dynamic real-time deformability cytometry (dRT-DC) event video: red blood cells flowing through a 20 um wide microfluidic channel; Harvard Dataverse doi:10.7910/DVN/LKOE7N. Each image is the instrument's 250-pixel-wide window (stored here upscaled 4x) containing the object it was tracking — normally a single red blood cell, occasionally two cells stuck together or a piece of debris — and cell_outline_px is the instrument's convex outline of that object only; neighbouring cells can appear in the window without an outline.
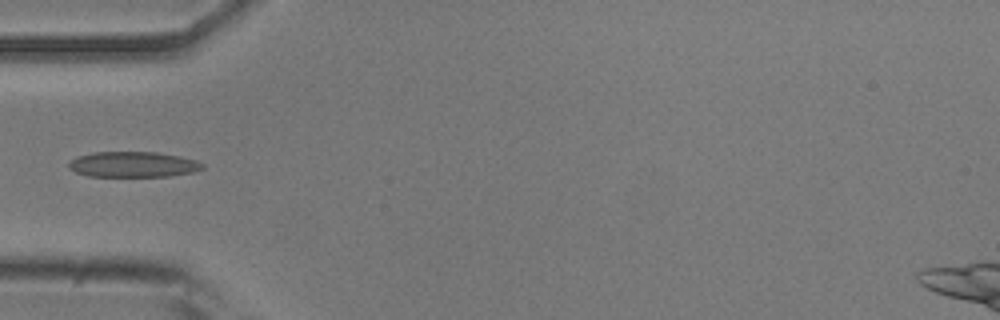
{"species": "common noctule bat (a hibernating species)", "species_latin": "Nyctalus noctula", "temperature_condition": "room temperature", "stored_images_in_passage": 22, "camera_frame_rate_fps": 3000, "um_per_image_px": 0.085, "animal": {"sex": "male", "body_mass_g": 20.5, "forearm_length_mm": 52.5}, "frame": {"image": 1, "passage_image": 1, "time_ms": 0.0, "image_size_px": [1000, 320], "cell_outline_px": [[204, 168], [192, 172], [168, 176], [88, 176], [76, 172], [68, 168], [68, 164], [76, 156], [92, 152], [156, 152], [180, 156], [196, 160], [204, 164]], "centroid_in_image_um": [11.3, 13.97], "position_along_channel_um": 73.7, "area_um2": 19.88}}
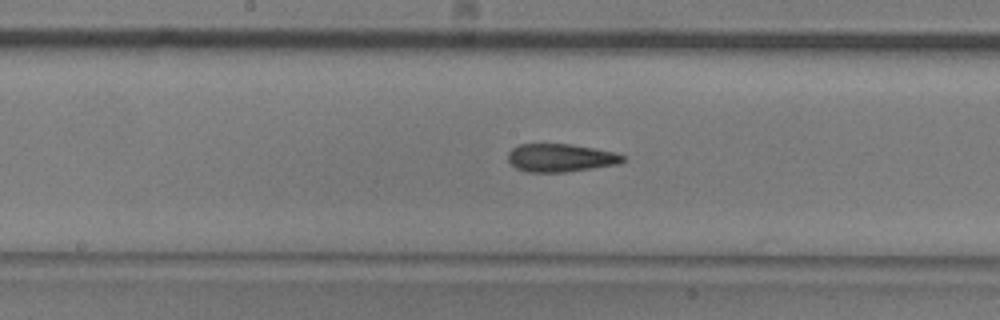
{"frame": {"image": 2, "passage_image": 11, "time_ms": 3.333, "image_size_px": [1000, 320], "cell_outline_px": [[624, 160], [620, 164], [564, 172], [524, 172], [516, 168], [508, 160], [508, 152], [512, 148], [520, 144], [572, 144], [596, 148], [612, 152], [624, 156]], "centroid_in_image_um": [47.63, 13.41], "position_along_channel_um": 200.6, "area_um2": 18.79}}
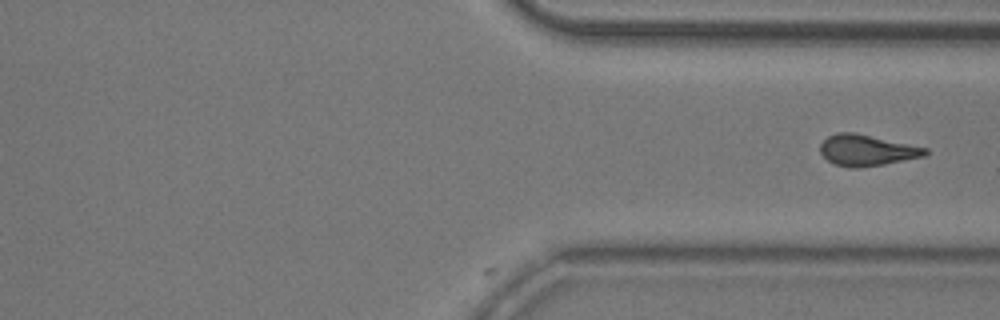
{"frame": {"image": 3, "passage_image": 22, "time_ms": 7.0, "image_size_px": [1000, 320], "cell_outline_px": [[928, 152], [924, 156], [884, 164], [860, 168], [848, 168], [836, 164], [828, 160], [820, 152], [820, 144], [828, 136], [836, 132], [852, 132], [928, 148]], "centroid_in_image_um": [73.66, 12.78], "position_along_channel_um": 337.7, "area_um2": 18.84}}